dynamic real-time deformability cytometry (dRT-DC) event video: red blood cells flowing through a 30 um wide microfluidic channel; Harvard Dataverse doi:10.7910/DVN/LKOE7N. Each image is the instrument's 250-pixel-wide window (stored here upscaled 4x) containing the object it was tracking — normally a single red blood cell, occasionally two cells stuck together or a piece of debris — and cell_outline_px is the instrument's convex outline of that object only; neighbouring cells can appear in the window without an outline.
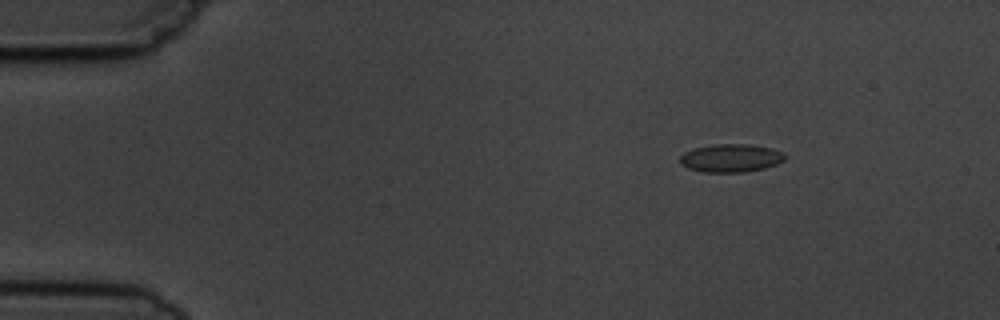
{"species": "common noctule bat (a hibernating species)", "species_latin": "Nyctalus noctula", "temperature_condition": "cold", "stored_images_in_passage": 3, "camera_frame_rate_fps": 3000, "um_per_image_px": 0.085, "animal": {"sex": "male", "body_mass_g": 19.5, "forearm_length_mm": 54.6}, "frame": {"image": 1, "passage_image": 1, "time_ms": 0.0, "image_size_px": [1000, 320], "cell_outline_px": [[784, 160], [776, 164], [764, 168], [744, 172], [704, 172], [688, 168], [680, 164], [680, 156], [684, 152], [696, 148], [716, 144], [752, 144], [772, 148], [784, 152]], "centroid_in_image_um": [62.13, 13.43], "position_along_channel_um": 22.9, "area_um2": 17.17}}